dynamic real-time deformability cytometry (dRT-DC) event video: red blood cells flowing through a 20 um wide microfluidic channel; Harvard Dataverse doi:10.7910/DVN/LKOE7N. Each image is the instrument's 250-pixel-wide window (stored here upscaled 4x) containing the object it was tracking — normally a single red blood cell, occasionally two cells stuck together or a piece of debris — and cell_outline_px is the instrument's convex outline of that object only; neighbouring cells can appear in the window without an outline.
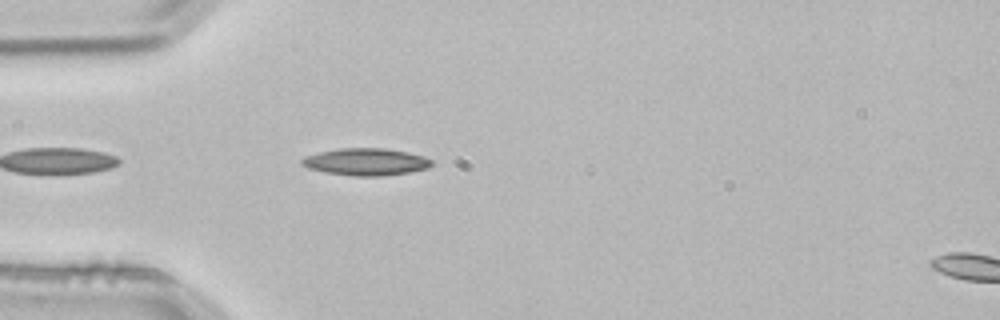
{"species": "common noctule bat (a hibernating species)", "species_latin": "Nyctalus noctula", "temperature_condition": "room temperature", "stored_images_in_passage": 4, "segment_of_instrument_passage": [1, 2], "camera_frame_rate_fps": 3000, "um_per_image_px": 0.085, "animal": {"sex": "male", "body_mass_g": 21.5, "forearm_length_mm": 52.0}, "frame": {"image": 1, "passage_image": 3, "time_ms": 0.667, "image_size_px": [1000, 320], "cell_outline_px": [[432, 164], [428, 168], [408, 172], [380, 176], [352, 176], [324, 172], [308, 168], [300, 164], [300, 160], [304, 156], [320, 152], [340, 148], [384, 148], [408, 152], [424, 156], [432, 160]], "centroid_in_image_um": [31.08, 13.75], "position_along_channel_um": 53.9, "area_um2": 20.58}}